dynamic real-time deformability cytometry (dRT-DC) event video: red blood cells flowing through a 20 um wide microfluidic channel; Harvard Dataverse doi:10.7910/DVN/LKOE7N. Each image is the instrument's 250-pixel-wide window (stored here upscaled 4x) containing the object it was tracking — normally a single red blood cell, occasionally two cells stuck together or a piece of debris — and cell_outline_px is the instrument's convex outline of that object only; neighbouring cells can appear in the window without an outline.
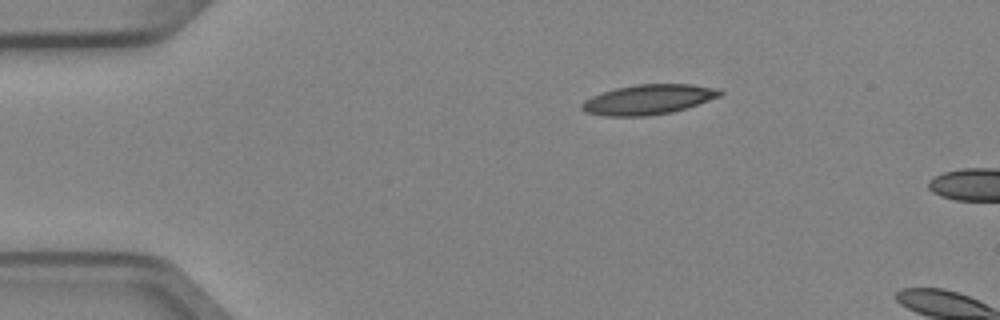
{"species": "Egyptian fruit bat (a non-hibernating species)", "species_latin": "Rousettus aegyptiacus", "temperature_condition": "cold", "stored_images_in_passage": 2, "camera_frame_rate_fps": 3000, "um_per_image_px": 0.085, "animal": {"sex": "female"}, "frame": {"image": 1, "passage_image": 1, "time_ms": 0.0, "image_size_px": [1000, 320], "cell_outline_px": [[724, 92], [720, 96], [672, 112], [648, 116], [604, 116], [588, 112], [580, 108], [580, 104], [584, 100], [592, 96], [616, 88], [636, 84], [692, 84], [720, 88]], "centroid_in_image_um": [55.11, 8.45], "position_along_channel_um": 29.9, "area_um2": 23.99}}